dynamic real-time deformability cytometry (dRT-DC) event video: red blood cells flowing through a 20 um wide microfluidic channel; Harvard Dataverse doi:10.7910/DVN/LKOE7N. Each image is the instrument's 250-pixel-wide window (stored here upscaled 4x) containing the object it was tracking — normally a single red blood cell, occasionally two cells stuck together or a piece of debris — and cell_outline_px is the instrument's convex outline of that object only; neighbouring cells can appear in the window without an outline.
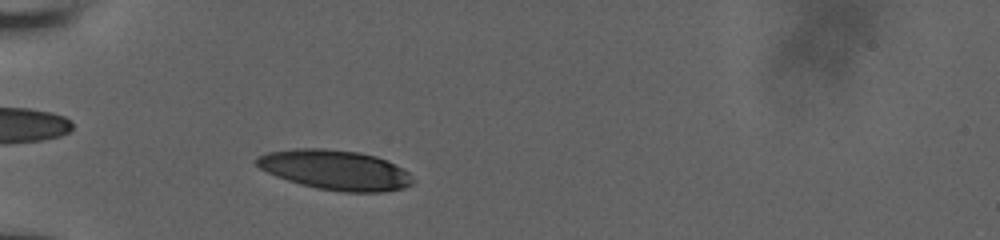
{"species": "human", "species_latin": "Homo sapiens", "temperature_condition": "room temperature", "stored_images_in_passage": 81, "camera_frame_rate_fps": 3000, "um_per_image_px": 0.085, "donor": {"sex": "male"}, "frame": {"image": 1, "passage_image": 13, "time_ms": 2.0, "image_size_px": [1000, 240], "cell_outline_px": [[416, 180], [412, 184], [404, 188], [384, 192], [344, 192], [316, 188], [300, 184], [276, 176], [260, 168], [256, 164], [256, 156], [268, 152], [296, 148], [324, 148], [360, 152], [376, 156], [408, 172]], "centroid_in_image_um": [28.49, 14.45], "position_along_channel_um": 56.5, "area_um2": 36.24}}
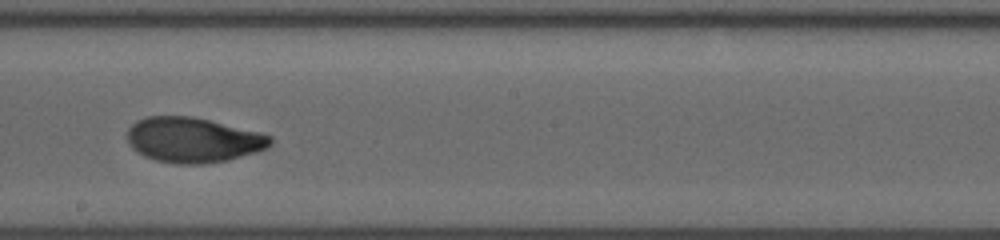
{"frame": {"image": 2, "passage_image": 42, "time_ms": 7.0, "image_size_px": [1000, 240], "cell_outline_px": [[272, 144], [268, 148], [256, 152], [228, 160], [204, 164], [176, 164], [156, 160], [144, 156], [136, 152], [128, 144], [128, 128], [136, 120], [148, 116], [192, 116], [260, 132], [272, 136]], "centroid_in_image_um": [16.41, 11.9], "position_along_channel_um": 231.8, "area_um2": 37.8}}
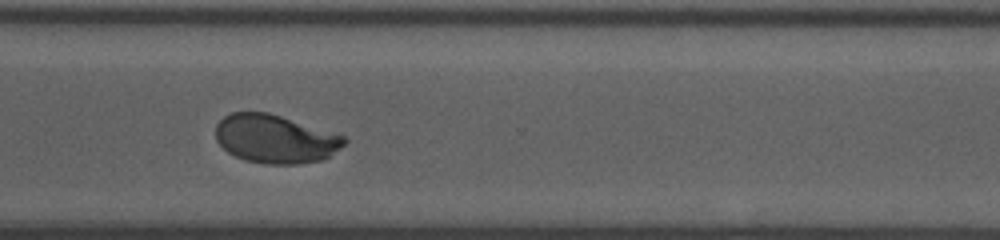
{"frame": {"image": 3, "passage_image": 61, "time_ms": 10.0, "image_size_px": [1000, 240], "cell_outline_px": [[348, 140], [340, 148], [328, 156], [320, 160], [296, 164], [264, 164], [244, 160], [228, 152], [216, 140], [216, 124], [224, 116], [232, 112], [268, 112], [344, 136]], "centroid_in_image_um": [23.36, 11.81], "position_along_channel_um": 347.2, "area_um2": 36.01}, "authors_computed_cell_mechanics": {"area_um2": 36.9342, "velocity_mm_per_s": 3.8569, "shape_relaxation_time_tau1_ms": 7.1389, "shape_relaxation_time_tau2_ms": 1.1609, "deformation_change_tau1": 0.2454, "deformation_change_tau2": 0.0554}}